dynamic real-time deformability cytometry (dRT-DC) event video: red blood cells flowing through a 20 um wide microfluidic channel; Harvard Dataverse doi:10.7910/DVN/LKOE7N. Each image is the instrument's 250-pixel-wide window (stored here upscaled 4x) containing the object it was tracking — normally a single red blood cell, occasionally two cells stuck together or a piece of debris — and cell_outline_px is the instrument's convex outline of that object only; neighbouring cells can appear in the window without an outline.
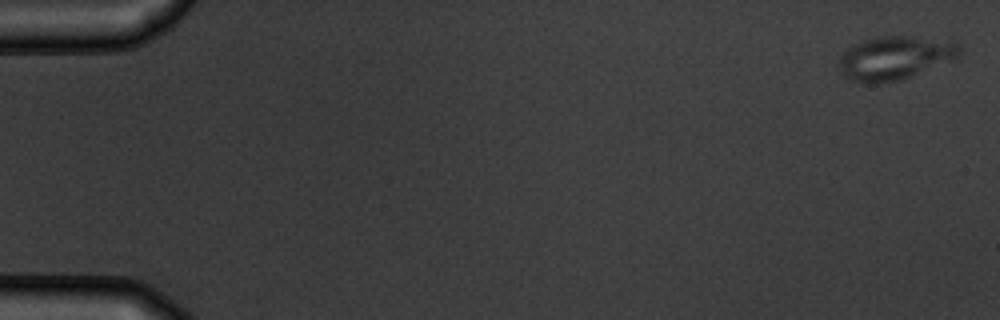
{"species": "common noctule bat (a hibernating species)", "species_latin": "Nyctalus noctula", "temperature_condition": "warm", "stored_images_in_passage": 6, "camera_frame_rate_fps": 3000, "um_per_image_px": 0.085, "animal": {"sex": "male", "body_mass_g": 19.5, "forearm_length_mm": 54.6}, "frame": {"image": 1, "passage_image": 1, "time_ms": 0.0, "image_size_px": [1000, 320], "cell_outline_px": [[964, 48], [956, 60], [900, 80], [880, 84], [864, 84], [848, 80], [844, 76], [840, 68], [840, 56], [848, 48], [864, 40], [880, 36], [908, 36], [956, 40]], "centroid_in_image_um": [76.15, 4.93], "position_along_channel_um": 8.8, "area_um2": 31.33}}